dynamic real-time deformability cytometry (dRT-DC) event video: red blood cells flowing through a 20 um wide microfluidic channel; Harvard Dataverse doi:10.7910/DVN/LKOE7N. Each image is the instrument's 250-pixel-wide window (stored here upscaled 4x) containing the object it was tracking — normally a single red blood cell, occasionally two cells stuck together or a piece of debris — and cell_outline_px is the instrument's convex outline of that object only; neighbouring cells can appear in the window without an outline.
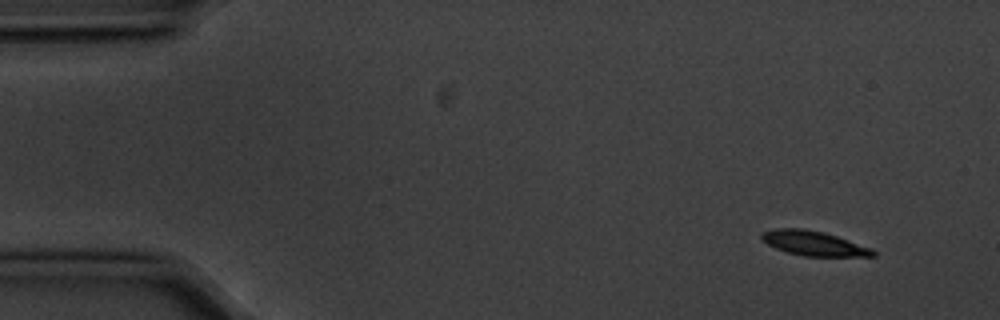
{"species": "common noctule bat (a hibernating species)", "species_latin": "Nyctalus noctula", "temperature_condition": "cold", "stored_images_in_passage": 14, "camera_frame_rate_fps": 3000, "um_per_image_px": 0.085, "animal": {"sex": "male", "body_mass_g": 20.1, "forearm_length_mm": 53.5}, "frame": {"image": 1, "passage_image": 1, "time_ms": 0.0, "image_size_px": [1000, 320], "cell_outline_px": [[876, 256], [804, 256], [788, 252], [776, 248], [768, 244], [760, 236], [760, 232], [776, 228], [800, 228], [824, 232], [872, 248], [876, 252]], "centroid_in_image_um": [69.16, 20.68], "position_along_channel_um": 15.8, "area_um2": 15.84}}
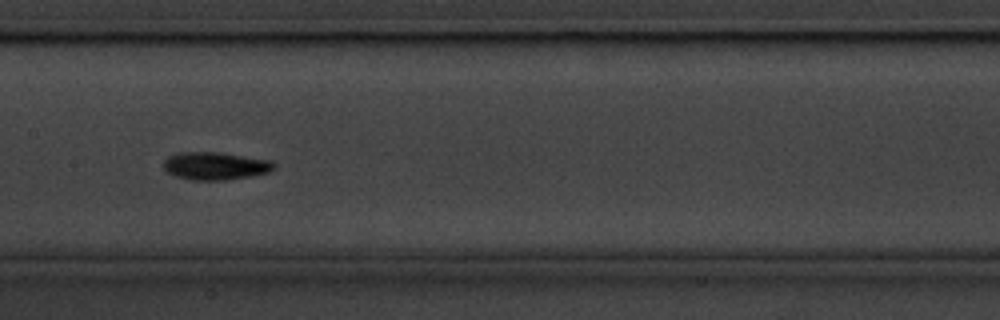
{"frame": {"image": 2, "passage_image": 7, "time_ms": 2.0, "image_size_px": [1000, 320], "cell_outline_px": [[276, 168], [268, 172], [252, 176], [224, 180], [192, 180], [176, 176], [168, 172], [164, 168], [164, 160], [168, 156], [176, 152], [220, 152], [272, 160], [276, 164]], "centroid_in_image_um": [18.33, 14.09], "position_along_channel_um": 189.1, "area_um2": 18.03}}